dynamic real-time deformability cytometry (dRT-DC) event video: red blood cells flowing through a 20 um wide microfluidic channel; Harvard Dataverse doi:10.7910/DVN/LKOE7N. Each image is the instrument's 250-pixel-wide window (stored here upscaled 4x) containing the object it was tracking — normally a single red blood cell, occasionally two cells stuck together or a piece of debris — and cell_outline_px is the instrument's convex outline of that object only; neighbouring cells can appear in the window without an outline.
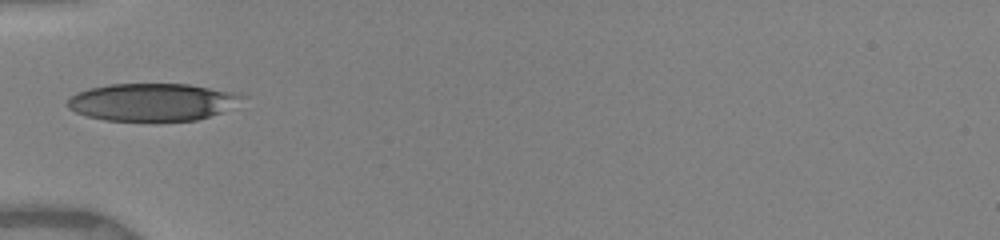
{"species": "human", "species_latin": "Homo sapiens", "temperature_condition": "warm", "stored_images_in_passage": 2, "camera_frame_rate_fps": 3000, "um_per_image_px": 0.085, "donor": {"sex": "female"}, "frame": {"image": 1, "passage_image": 1, "time_ms": 0.0, "image_size_px": [1000, 240], "cell_outline_px": [[248, 96], [220, 112], [196, 120], [104, 120], [88, 116], [76, 112], [68, 108], [68, 100], [76, 92], [88, 88], [108, 84], [188, 84], [244, 92]], "centroid_in_image_um": [12.98, 8.65], "position_along_channel_um": 72.0, "area_um2": 38.15}}